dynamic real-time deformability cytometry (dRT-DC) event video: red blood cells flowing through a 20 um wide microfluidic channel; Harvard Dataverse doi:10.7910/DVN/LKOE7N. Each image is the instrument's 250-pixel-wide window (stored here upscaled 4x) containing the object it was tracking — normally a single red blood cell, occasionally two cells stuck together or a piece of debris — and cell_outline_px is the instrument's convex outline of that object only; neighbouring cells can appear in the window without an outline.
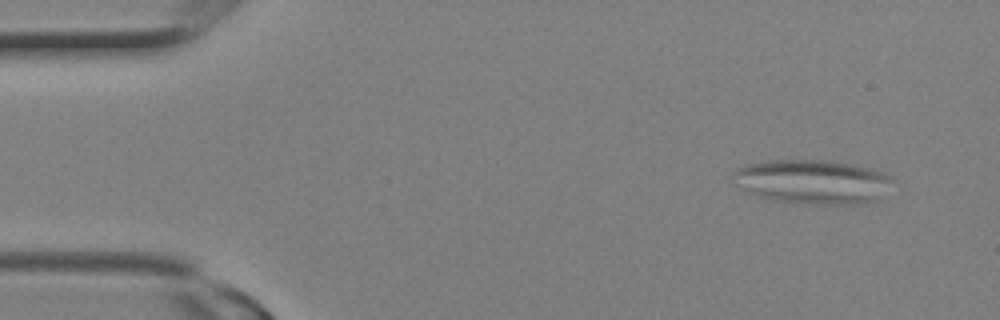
{"species": "Egyptian fruit bat (a non-hibernating species)", "species_latin": "Rousettus aegyptiacus", "temperature_condition": "room temperature", "stored_images_in_passage": 14, "camera_frame_rate_fps": 3000, "um_per_image_px": 0.085, "animal": {"sex": "female"}, "frame": {"image": 1, "passage_image": 2, "time_ms": 0.333, "image_size_px": [1000, 320], "cell_outline_px": [[896, 176], [880, 200], [856, 204], [808, 204], [772, 200], [744, 192], [732, 184], [732, 172], [748, 164], [764, 160], [832, 160], [852, 164], [884, 172]], "centroid_in_image_um": [69.05, 15.45], "position_along_channel_um": 15.9, "area_um2": 41.91}}
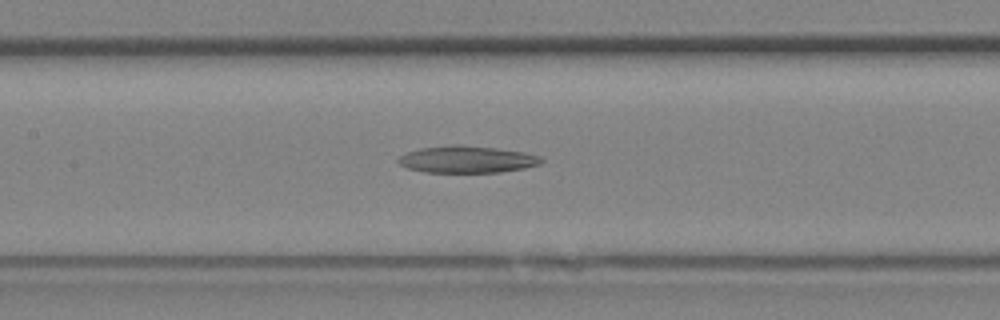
{"frame": {"image": 2, "passage_image": 12, "time_ms": 3.667, "image_size_px": [1000, 320], "cell_outline_px": [[544, 160], [540, 164], [524, 168], [500, 172], [424, 172], [408, 168], [400, 164], [396, 160], [400, 156], [408, 152], [420, 148], [460, 144], [492, 148], [520, 152], [540, 156]], "centroid_in_image_um": [39.67, 13.55], "position_along_channel_um": 167.7, "area_um2": 22.14}}